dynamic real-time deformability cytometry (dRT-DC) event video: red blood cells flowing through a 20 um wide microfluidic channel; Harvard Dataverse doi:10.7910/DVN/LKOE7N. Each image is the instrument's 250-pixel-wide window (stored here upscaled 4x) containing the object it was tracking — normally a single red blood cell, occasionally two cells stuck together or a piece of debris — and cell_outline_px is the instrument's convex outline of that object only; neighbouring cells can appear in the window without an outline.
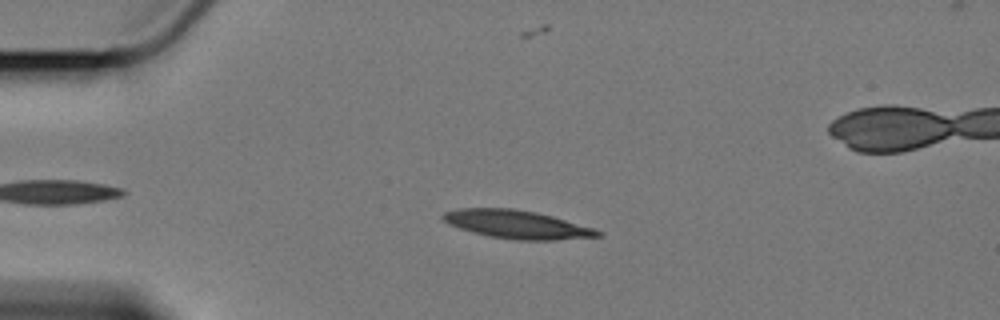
{"species": "Egyptian fruit bat (a non-hibernating species)", "species_latin": "Rousettus aegyptiacus", "temperature_condition": "cold", "stored_images_in_passage": 51, "camera_frame_rate_fps": 3000, "um_per_image_px": 0.085, "animal": {"sex": "female"}, "frame": {"image": 1, "passage_image": 11, "time_ms": 3.333, "image_size_px": [1000, 320], "cell_outline_px": [[604, 232], [600, 236], [552, 240], [520, 240], [488, 236], [472, 232], [448, 224], [440, 216], [444, 212], [460, 208], [512, 208], [536, 212], [552, 216], [592, 228]], "centroid_in_image_um": [43.9, 19.07], "position_along_channel_um": 41.1, "area_um2": 25.26}}
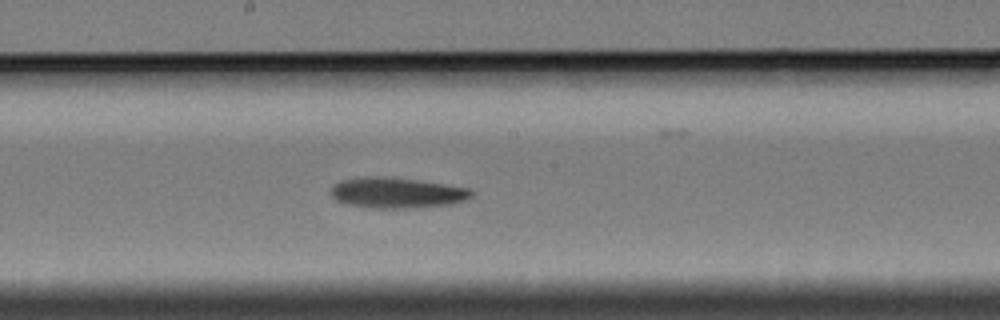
{"frame": {"image": 2, "passage_image": 29, "time_ms": 9.333, "image_size_px": [1000, 320], "cell_outline_px": [[476, 192], [472, 196], [456, 204], [408, 208], [372, 208], [348, 204], [336, 200], [332, 196], [332, 188], [336, 184], [344, 180], [376, 176], [416, 180], [472, 188]], "centroid_in_image_um": [33.84, 16.4], "position_along_channel_um": 214.4, "area_um2": 24.8}}
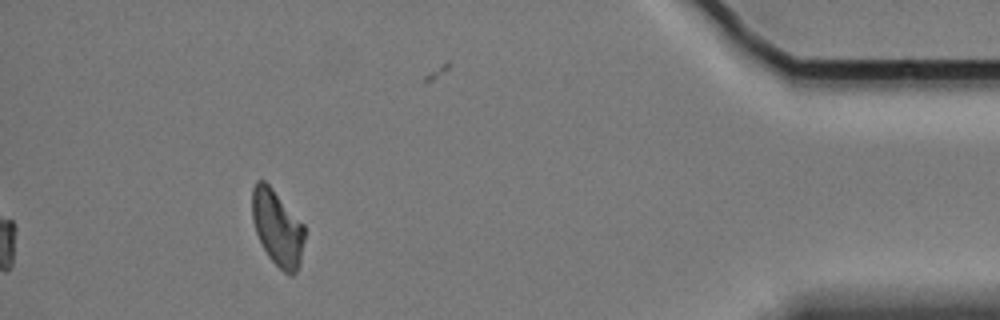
{"frame": {"image": 3, "passage_image": 51, "time_ms": 16.667, "image_size_px": [1000, 320], "cell_outline_px": [[304, 240], [300, 264], [296, 272], [292, 276], [288, 276], [268, 256], [256, 232], [252, 220], [252, 188], [256, 180], [264, 180], [272, 188], [304, 224]], "centroid_in_image_um": [23.58, 19.37], "position_along_channel_um": 411.6, "area_um2": 23.06}, "authors_computed_cell_mechanics": {"area_um2": 24.3916, "velocity_mm_per_s": 3.394, "shape_relaxation_time_tau1_ms": 4.8498, "shape_relaxation_time_tau2_ms": null, "deformation_change_tau1": 0.1472, "deformation_change_tau2": null}}